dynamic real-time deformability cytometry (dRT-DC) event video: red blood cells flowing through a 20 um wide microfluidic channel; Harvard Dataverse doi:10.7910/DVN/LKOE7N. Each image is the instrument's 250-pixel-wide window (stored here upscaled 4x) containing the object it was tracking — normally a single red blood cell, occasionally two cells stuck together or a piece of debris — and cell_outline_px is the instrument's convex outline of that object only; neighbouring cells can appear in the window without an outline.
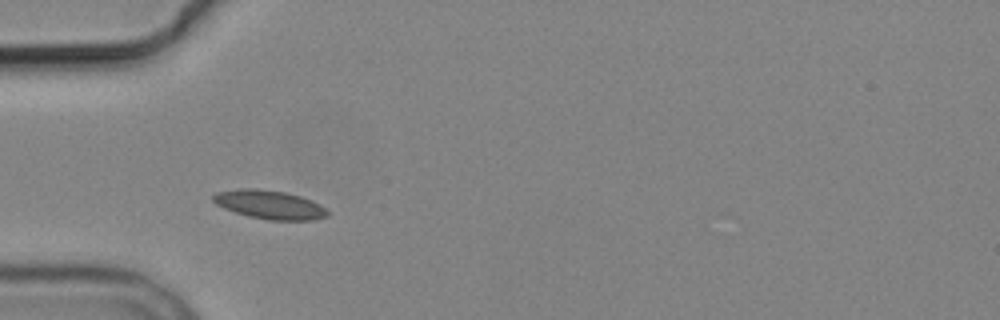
{"species": "common noctule bat (a hibernating species)", "species_latin": "Nyctalus noctula", "temperature_condition": "cold", "stored_images_in_passage": 3, "camera_frame_rate_fps": 3000, "um_per_image_px": 0.085, "animal": {"sex": "male", "body_mass_g": 19.2, "forearm_length_mm": 51.8}, "frame": {"image": 1, "passage_image": 2, "time_ms": 1.333, "image_size_px": [1000, 320], "cell_outline_px": [[328, 216], [316, 220], [268, 220], [248, 216], [224, 208], [216, 204], [212, 200], [212, 196], [216, 192], [240, 188], [256, 188], [284, 192], [300, 196], [320, 204], [328, 212]], "centroid_in_image_um": [22.9, 17.39], "position_along_channel_um": 62.1, "area_um2": 19.13}}
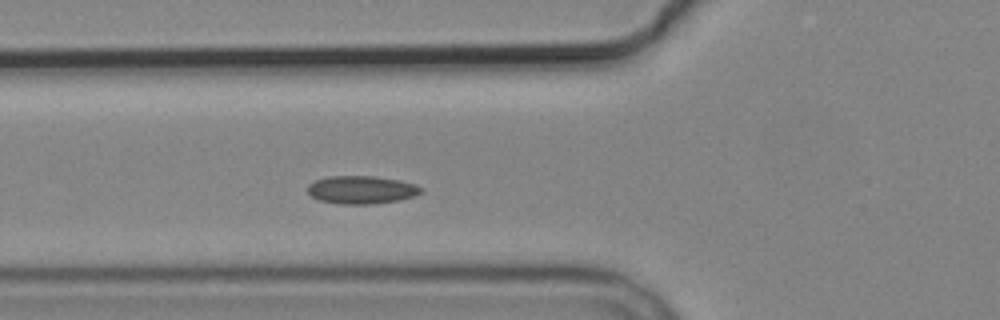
{"frame": {"image": 2, "passage_image": 3, "time_ms": 2.333, "image_size_px": [1000, 320], "cell_outline_px": [[424, 192], [400, 200], [376, 204], [340, 204], [320, 200], [312, 196], [308, 192], [308, 184], [316, 180], [328, 176], [372, 176], [400, 180], [416, 184], [424, 188]], "centroid_in_image_um": [30.77, 16.13], "position_along_channel_um": 95.0, "area_um2": 18.61}}